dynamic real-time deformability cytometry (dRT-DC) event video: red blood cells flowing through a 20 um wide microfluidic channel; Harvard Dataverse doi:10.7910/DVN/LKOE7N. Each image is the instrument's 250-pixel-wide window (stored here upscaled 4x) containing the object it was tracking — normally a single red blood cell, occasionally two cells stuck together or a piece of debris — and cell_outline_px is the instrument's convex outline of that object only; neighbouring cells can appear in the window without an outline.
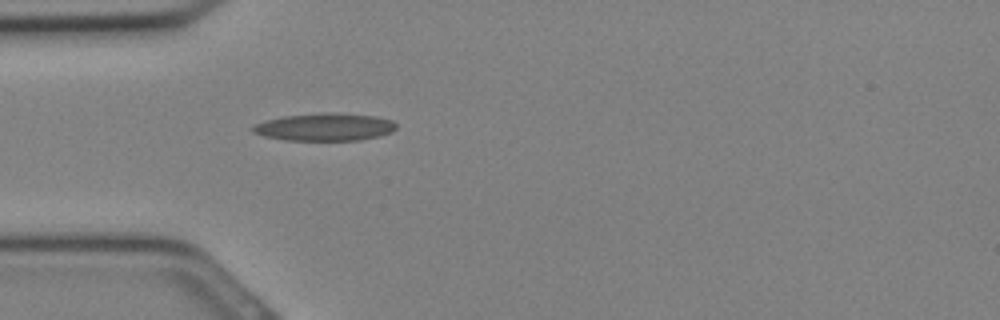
{"species": "Egyptian fruit bat (a non-hibernating species)", "species_latin": "Rousettus aegyptiacus", "temperature_condition": "cold", "stored_images_in_passage": 5, "camera_frame_rate_fps": 3000, "um_per_image_px": 0.085, "animal": {"sex": "female"}, "frame": {"image": 1, "passage_image": 1, "time_ms": 0.0, "image_size_px": [1000, 320], "cell_outline_px": [[396, 128], [392, 132], [380, 136], [360, 140], [284, 140], [264, 136], [252, 132], [252, 128], [256, 124], [264, 120], [280, 116], [320, 112], [332, 112], [376, 116], [392, 120], [396, 124]], "centroid_in_image_um": [27.6, 10.78], "position_along_channel_um": 57.4, "area_um2": 23.35}}
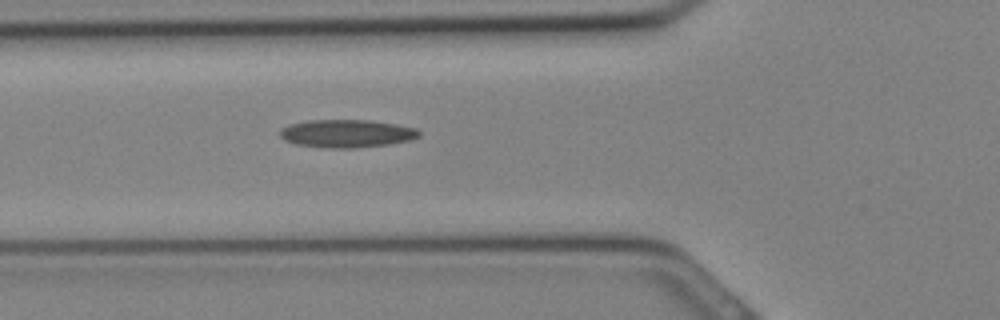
{"frame": {"image": 2, "passage_image": 3, "time_ms": 0.667, "image_size_px": [1000, 320], "cell_outline_px": [[420, 136], [412, 140], [388, 144], [356, 148], [328, 148], [296, 144], [284, 140], [280, 136], [280, 128], [288, 124], [308, 120], [372, 120], [396, 124], [416, 128], [420, 132]], "centroid_in_image_um": [29.47, 11.34], "position_along_channel_um": 96.3, "area_um2": 22.83}}
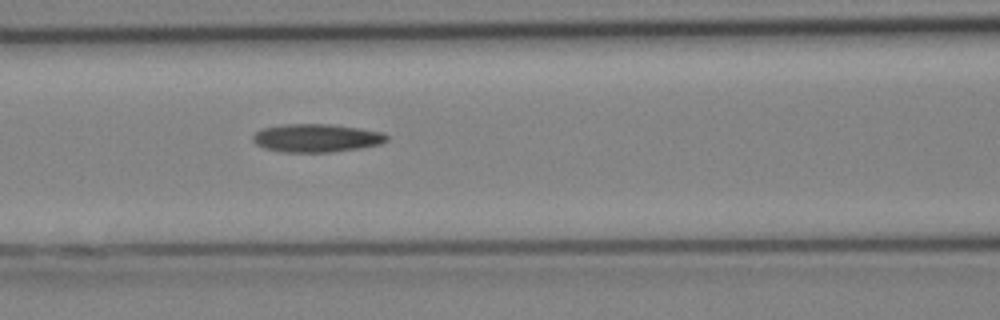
{"frame": {"image": 3, "passage_image": 5, "time_ms": 1.333, "image_size_px": [1000, 320], "cell_outline_px": [[388, 140], [380, 144], [360, 148], [332, 152], [280, 152], [264, 148], [256, 144], [252, 140], [252, 136], [256, 132], [264, 128], [288, 124], [328, 124], [356, 128], [380, 132], [388, 136]], "centroid_in_image_um": [26.87, 11.74], "position_along_channel_um": 139.7, "area_um2": 21.79}}